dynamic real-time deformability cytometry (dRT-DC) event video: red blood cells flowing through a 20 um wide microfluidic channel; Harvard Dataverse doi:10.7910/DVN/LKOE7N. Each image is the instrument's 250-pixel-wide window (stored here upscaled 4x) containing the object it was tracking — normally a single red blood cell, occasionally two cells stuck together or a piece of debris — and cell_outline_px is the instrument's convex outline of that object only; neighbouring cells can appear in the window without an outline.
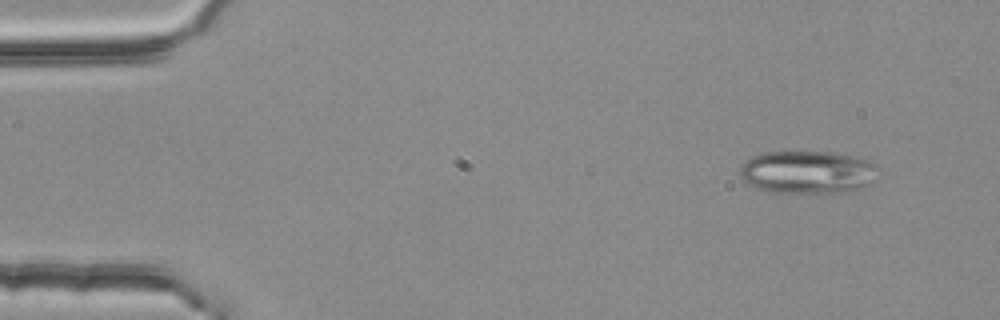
{"species": "common noctule bat (a hibernating species)", "species_latin": "Nyctalus noctula", "temperature_condition": "room temperature", "stored_images_in_passage": 3, "camera_frame_rate_fps": 3000, "um_per_image_px": 0.085, "animal": {"sex": "female", "body_mass_g": 25.1}, "frame": {"image": 1, "passage_image": 1, "time_ms": 0.0, "image_size_px": [1000, 320], "cell_outline_px": [[880, 168], [876, 180], [868, 184], [856, 188], [840, 192], [768, 192], [748, 184], [740, 176], [740, 164], [752, 156], [764, 152], [828, 152], [852, 156], [876, 164]], "centroid_in_image_um": [68.62, 14.62], "position_along_channel_um": 16.4, "area_um2": 34.33}}